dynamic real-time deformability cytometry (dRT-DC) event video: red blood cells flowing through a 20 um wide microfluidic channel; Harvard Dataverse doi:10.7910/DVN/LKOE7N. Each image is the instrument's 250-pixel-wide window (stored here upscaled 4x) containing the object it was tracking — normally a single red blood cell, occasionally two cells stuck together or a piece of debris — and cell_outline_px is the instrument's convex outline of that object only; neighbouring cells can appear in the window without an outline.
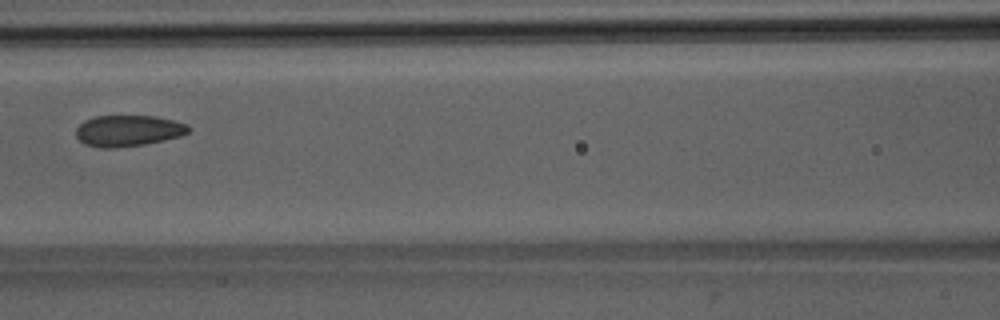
{"species": "Egyptian fruit bat (a non-hibernating species)", "species_latin": "Rousettus aegyptiacus", "temperature_condition": "room temperature", "stored_images_in_passage": 7, "camera_frame_rate_fps": 3000, "um_per_image_px": 0.085, "animal": {"sex": "male"}, "frame": {"image": 1, "passage_image": 7, "time_ms": 7.0, "image_size_px": [1000, 320], "cell_outline_px": [[192, 128], [188, 132], [180, 136], [144, 144], [112, 148], [100, 148], [84, 144], [76, 136], [76, 128], [84, 120], [96, 116], [156, 116], [188, 124]], "centroid_in_image_um": [10.88, 11.11], "position_along_channel_um": 155.7, "area_um2": 20.4}}